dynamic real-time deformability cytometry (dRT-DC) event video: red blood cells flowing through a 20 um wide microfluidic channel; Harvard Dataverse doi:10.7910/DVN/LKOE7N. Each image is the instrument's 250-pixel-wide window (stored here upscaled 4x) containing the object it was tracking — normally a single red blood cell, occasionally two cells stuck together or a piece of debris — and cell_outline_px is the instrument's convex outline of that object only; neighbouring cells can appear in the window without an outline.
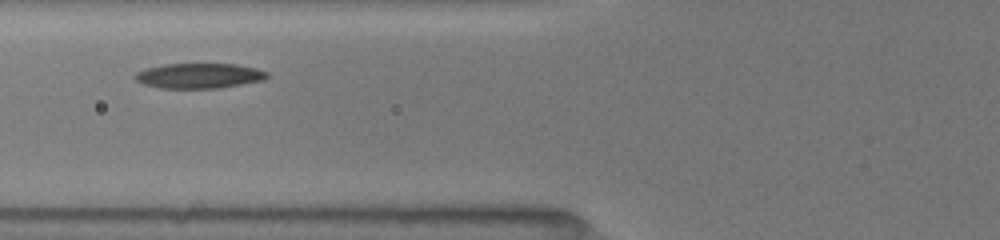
{"species": "common noctule bat (a hibernating species)", "species_latin": "Nyctalus noctula", "temperature_condition": "room temperature", "stored_images_in_passage": 19, "camera_frame_rate_fps": 3000, "um_per_image_px": 0.085, "animal": {"sex": "female", "body_mass_g": 19.5, "forearm_length_mm": 54.1}, "frame": {"image": 1, "passage_image": 6, "time_ms": 1.667, "image_size_px": [1000, 240], "cell_outline_px": [[268, 76], [264, 80], [220, 88], [160, 88], [144, 84], [136, 80], [136, 72], [148, 68], [164, 64], [236, 64], [256, 68], [268, 72]], "centroid_in_image_um": [16.96, 6.44], "position_along_channel_um": 108.8, "area_um2": 19.19}}
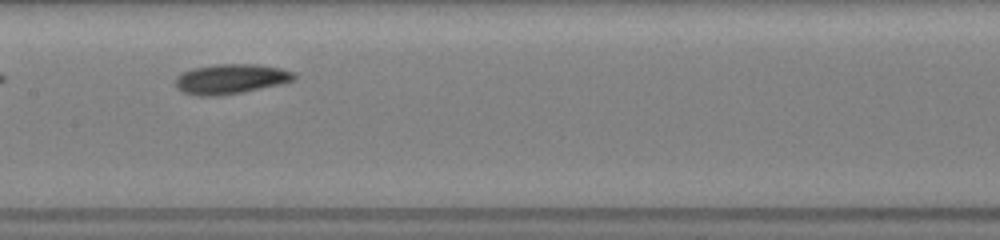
{"frame": {"image": 2, "passage_image": 14, "time_ms": 3.667, "image_size_px": [1000, 240], "cell_outline_px": [[296, 80], [280, 84], [220, 96], [196, 96], [180, 92], [176, 88], [176, 76], [192, 68], [216, 64], [256, 64], [280, 68], [296, 72]], "centroid_in_image_um": [19.6, 6.71], "position_along_channel_um": 187.8, "area_um2": 20.81}}